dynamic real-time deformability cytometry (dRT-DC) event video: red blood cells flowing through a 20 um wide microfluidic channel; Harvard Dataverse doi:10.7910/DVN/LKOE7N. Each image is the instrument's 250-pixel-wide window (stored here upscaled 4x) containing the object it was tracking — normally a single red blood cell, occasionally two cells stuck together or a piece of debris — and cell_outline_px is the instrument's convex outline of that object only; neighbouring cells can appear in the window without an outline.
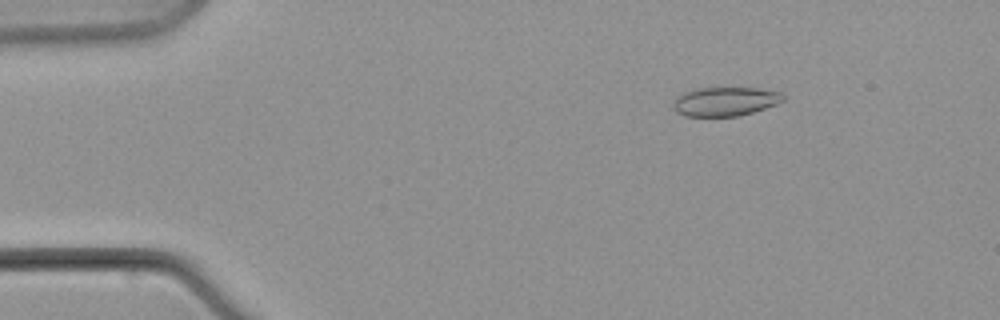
{"species": "common noctule bat (a hibernating species)", "species_latin": "Nyctalus noctula", "temperature_condition": "warm", "stored_images_in_passage": 10, "camera_frame_rate_fps": 3000, "um_per_image_px": 0.085, "animal": {"sex": "male", "body_mass_g": 21.5, "forearm_length_mm": 52.0}, "frame": {"image": 1, "passage_image": 4, "time_ms": 3.667, "image_size_px": [1000, 320], "cell_outline_px": [[784, 100], [776, 104], [740, 116], [684, 116], [676, 112], [672, 104], [672, 100], [676, 96], [684, 92], [696, 88], [760, 88], [780, 92], [784, 96]], "centroid_in_image_um": [61.59, 8.62], "position_along_channel_um": 23.4, "area_um2": 18.67}}
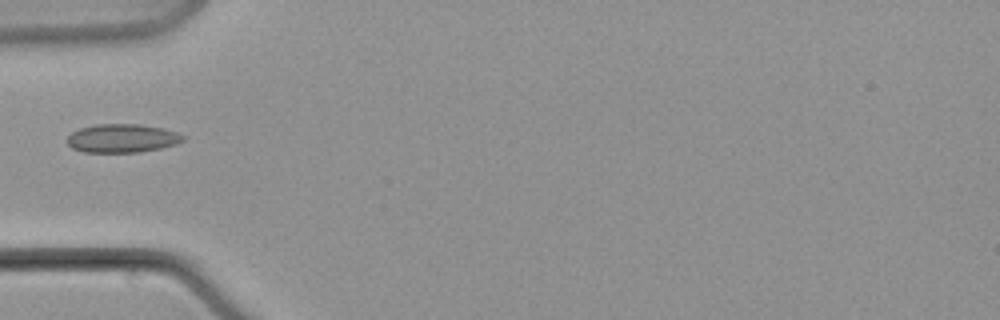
{"frame": {"image": 2, "passage_image": 7, "time_ms": 8.667, "image_size_px": [1000, 320], "cell_outline_px": [[188, 136], [184, 140], [176, 144], [160, 148], [140, 152], [84, 152], [72, 148], [64, 140], [72, 132], [80, 128], [96, 124], [140, 124], [164, 128]], "centroid_in_image_um": [10.39, 11.75], "position_along_channel_um": 74.6, "area_um2": 19.48}}
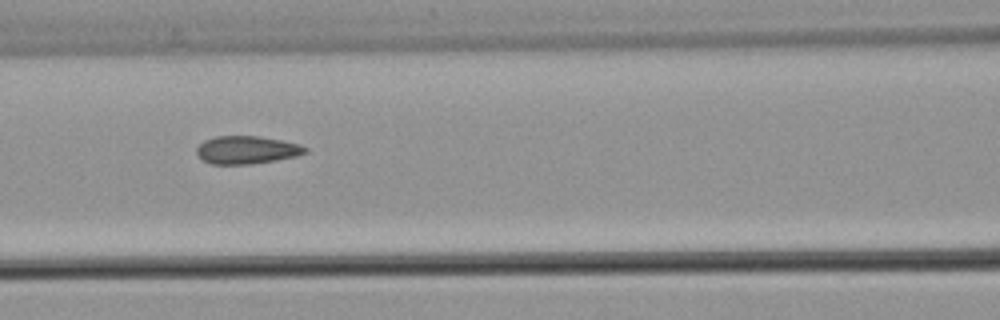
{"frame": {"image": 3, "passage_image": 9, "time_ms": 11.333, "image_size_px": [1000, 320], "cell_outline_px": [[308, 152], [296, 156], [276, 160], [248, 164], [212, 164], [204, 160], [196, 152], [196, 148], [204, 140], [216, 136], [260, 136], [300, 144], [308, 148]], "centroid_in_image_um": [20.99, 12.73], "position_along_channel_um": 145.6, "area_um2": 17.57}}